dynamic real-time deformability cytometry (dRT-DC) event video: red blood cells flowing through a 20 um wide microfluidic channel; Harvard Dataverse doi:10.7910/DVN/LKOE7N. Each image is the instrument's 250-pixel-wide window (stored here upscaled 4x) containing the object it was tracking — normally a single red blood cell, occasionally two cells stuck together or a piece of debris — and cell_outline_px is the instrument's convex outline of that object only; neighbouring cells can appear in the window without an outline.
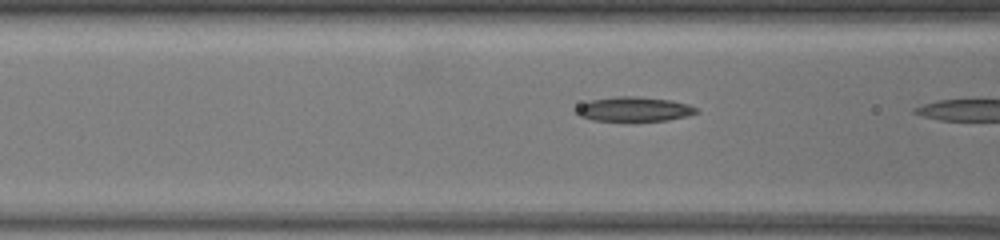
{"species": "common noctule bat (a hibernating species)", "species_latin": "Nyctalus noctula", "temperature_condition": "warm", "stored_images_in_passage": 7, "camera_frame_rate_fps": 3000, "um_per_image_px": 0.085, "animal": {"sex": "female", "body_mass_g": 19.5, "forearm_length_mm": 54.1}, "frame": {"image": 1, "passage_image": 6, "time_ms": 1.667, "image_size_px": [1000, 240], "cell_outline_px": [[700, 112], [688, 116], [668, 120], [628, 124], [592, 120], [580, 116], [572, 112], [580, 104], [592, 100], [616, 96], [636, 96], [672, 100], [688, 104], [696, 108]], "centroid_in_image_um": [53.87, 9.33], "position_along_channel_um": 112.7, "area_um2": 18.21}}